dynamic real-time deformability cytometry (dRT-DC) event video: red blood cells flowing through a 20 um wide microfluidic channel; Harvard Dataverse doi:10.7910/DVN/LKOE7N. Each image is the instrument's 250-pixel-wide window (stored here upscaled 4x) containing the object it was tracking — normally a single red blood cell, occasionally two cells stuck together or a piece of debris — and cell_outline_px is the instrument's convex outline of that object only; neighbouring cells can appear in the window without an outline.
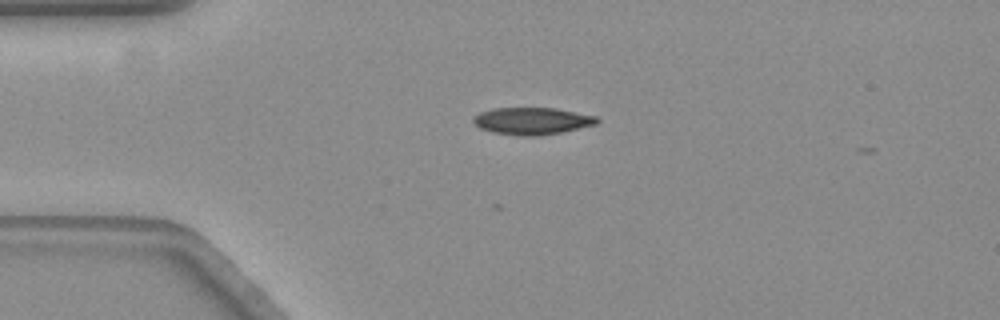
{"species": "common noctule bat (a hibernating species)", "species_latin": "Nyctalus noctula", "temperature_condition": "warm", "stored_images_in_passage": 4, "camera_frame_rate_fps": 3000, "um_per_image_px": 0.085, "animal": {"sex": "female", "body_mass_g": 19.3, "forearm_length_mm": 54.1}, "frame": {"image": 1, "passage_image": 3, "time_ms": 0.667, "image_size_px": [1000, 320], "cell_outline_px": [[600, 120], [596, 124], [560, 132], [540, 136], [520, 136], [492, 132], [480, 128], [472, 120], [480, 112], [492, 108], [556, 108], [596, 116]], "centroid_in_image_um": [45.23, 10.28], "position_along_channel_um": 39.8, "area_um2": 19.42}}